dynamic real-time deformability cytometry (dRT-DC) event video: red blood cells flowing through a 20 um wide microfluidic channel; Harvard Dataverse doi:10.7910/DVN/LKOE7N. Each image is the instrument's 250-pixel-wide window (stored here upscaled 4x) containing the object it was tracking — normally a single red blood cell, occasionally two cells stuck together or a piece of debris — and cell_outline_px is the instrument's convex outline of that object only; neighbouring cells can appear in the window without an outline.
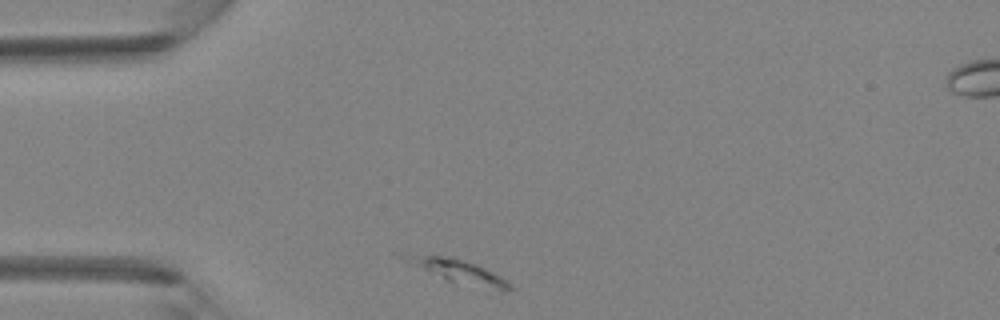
{"species": "Egyptian fruit bat (a non-hibernating species)", "species_latin": "Rousettus aegyptiacus", "temperature_condition": "room temperature", "stored_images_in_passage": 28, "camera_frame_rate_fps": 3000, "um_per_image_px": 0.085, "animal": {"sex": "female"}, "frame": {"image": 1, "passage_image": 1, "time_ms": 0.0, "image_size_px": [1000, 320], "cell_outline_px": [[516, 288], [500, 292], [452, 284], [424, 268], [412, 260], [412, 256], [452, 256], [476, 264], [500, 276]], "centroid_in_image_um": [39.37, 23.2], "position_along_channel_um": 45.6, "area_um2": 13.64}}
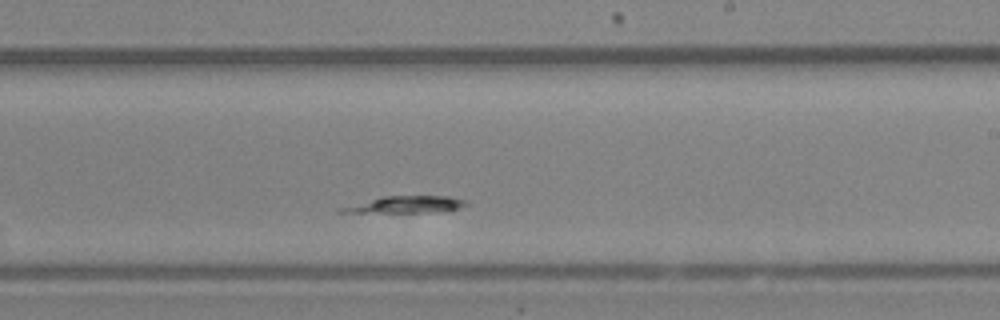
{"frame": {"image": 2, "passage_image": 17, "time_ms": 5.333, "image_size_px": [1000, 320], "cell_outline_px": [[468, 204], [456, 208], [420, 212], [336, 212], [336, 208], [384, 196], [448, 196], [464, 200]], "centroid_in_image_um": [34.36, 17.37], "position_along_channel_um": 254.6, "area_um2": 11.73}}
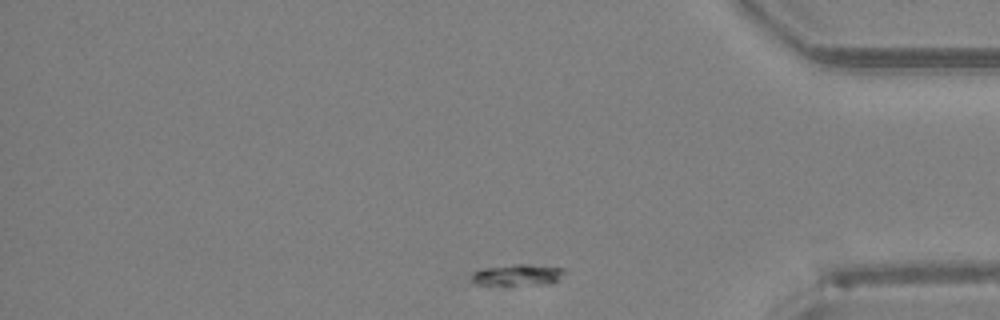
{"frame": {"image": 3, "passage_image": 28, "time_ms": 9.0, "image_size_px": [1000, 320], "cell_outline_px": [[568, 268], [556, 280], [536, 284], [488, 288], [468, 284], [464, 276], [472, 272], [484, 268], [512, 264], [528, 264]], "centroid_in_image_um": [43.67, 23.42], "position_along_channel_um": 391.5, "area_um2": 12.66}}